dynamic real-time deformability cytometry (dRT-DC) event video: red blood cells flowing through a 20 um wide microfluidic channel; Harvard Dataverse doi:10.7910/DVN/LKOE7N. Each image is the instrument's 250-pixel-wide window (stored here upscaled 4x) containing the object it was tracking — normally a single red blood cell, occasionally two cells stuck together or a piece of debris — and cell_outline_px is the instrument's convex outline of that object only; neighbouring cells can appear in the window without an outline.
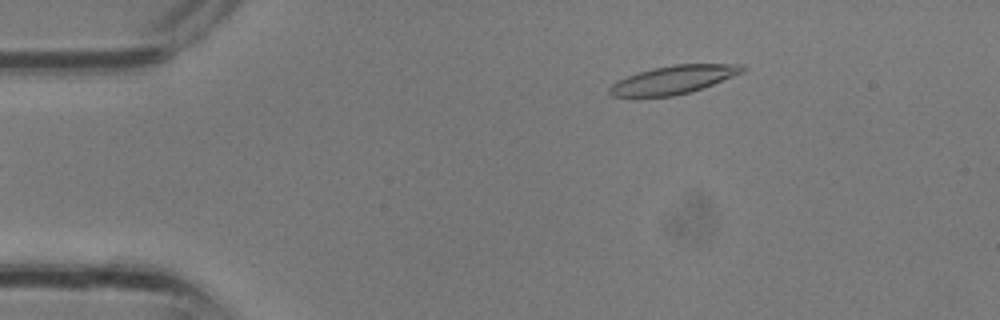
{"species": "common noctule bat (a hibernating species)", "species_latin": "Nyctalus noctula", "temperature_condition": "room temperature", "stored_images_in_passage": 4, "camera_frame_rate_fps": 3000, "um_per_image_px": 0.085, "animal": {"sex": "male", "body_mass_g": 13.3}, "frame": {"image": 1, "passage_image": 4, "time_ms": 1.0, "image_size_px": [1000, 320], "cell_outline_px": [[748, 68], [744, 72], [712, 84], [688, 92], [672, 96], [612, 96], [608, 92], [608, 88], [612, 84], [628, 76], [652, 68], [676, 64], [744, 64]], "centroid_in_image_um": [57.28, 6.76], "position_along_channel_um": 27.7, "area_um2": 21.5}}